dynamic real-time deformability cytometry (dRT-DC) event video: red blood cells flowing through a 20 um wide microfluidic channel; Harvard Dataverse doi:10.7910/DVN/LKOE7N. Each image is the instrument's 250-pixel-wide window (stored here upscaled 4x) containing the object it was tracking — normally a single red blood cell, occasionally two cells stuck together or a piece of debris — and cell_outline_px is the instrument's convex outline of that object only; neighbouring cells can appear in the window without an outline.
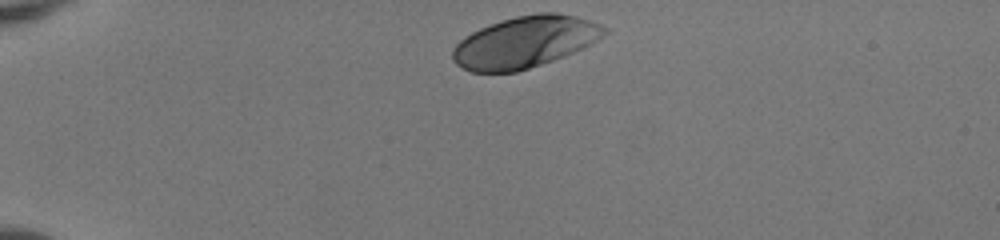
{"species": "human", "species_latin": "Homo sapiens", "temperature_condition": "room temperature", "stored_images_in_passage": 34, "camera_frame_rate_fps": 3000, "um_per_image_px": 0.085, "donor": {"sex": "female"}, "frame": {"image": 1, "passage_image": 1, "time_ms": 0.0, "image_size_px": [1000, 240], "cell_outline_px": [[608, 32], [604, 36], [584, 48], [564, 56], [516, 72], [472, 72], [456, 64], [452, 60], [452, 48], [464, 36], [480, 28], [516, 16], [536, 12], [556, 12], [576, 16], [600, 24], [608, 28]], "centroid_in_image_um": [44.63, 3.56], "position_along_channel_um": 40.4, "area_um2": 45.49}}
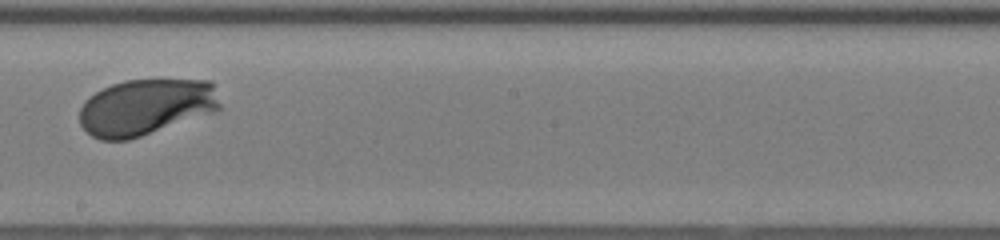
{"frame": {"image": 2, "passage_image": 20, "time_ms": 6.333, "image_size_px": [1000, 240], "cell_outline_px": [[220, 108], [216, 112], [128, 140], [100, 140], [92, 136], [80, 124], [80, 108], [84, 100], [96, 92], [112, 84], [124, 80], [212, 80], [220, 104]], "centroid_in_image_um": [12.4, 9.1], "position_along_channel_um": 235.8, "area_um2": 46.07}}
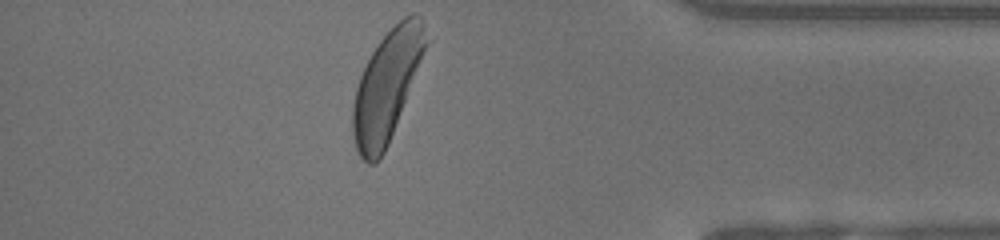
{"frame": {"image": 3, "passage_image": 34, "time_ms": 11.0, "image_size_px": [1000, 240], "cell_outline_px": [[428, 40], [388, 144], [380, 160], [372, 164], [368, 164], [356, 152], [352, 136], [352, 104], [356, 88], [360, 76], [376, 44], [404, 16], [412, 12], [416, 12], [424, 20]], "centroid_in_image_um": [32.84, 7.32], "position_along_channel_um": 402.4, "area_um2": 46.24}, "authors_computed_cell_mechanics": {"area_um2": 46.0666, "velocity_mm_per_s": 4.0373, "shape_relaxation_time_tau1_ms": 0.9639, "shape_relaxation_time_tau2_ms": 3.185, "deformation_change_tau1": 0.1123, "deformation_change_tau2": 0.1007}}